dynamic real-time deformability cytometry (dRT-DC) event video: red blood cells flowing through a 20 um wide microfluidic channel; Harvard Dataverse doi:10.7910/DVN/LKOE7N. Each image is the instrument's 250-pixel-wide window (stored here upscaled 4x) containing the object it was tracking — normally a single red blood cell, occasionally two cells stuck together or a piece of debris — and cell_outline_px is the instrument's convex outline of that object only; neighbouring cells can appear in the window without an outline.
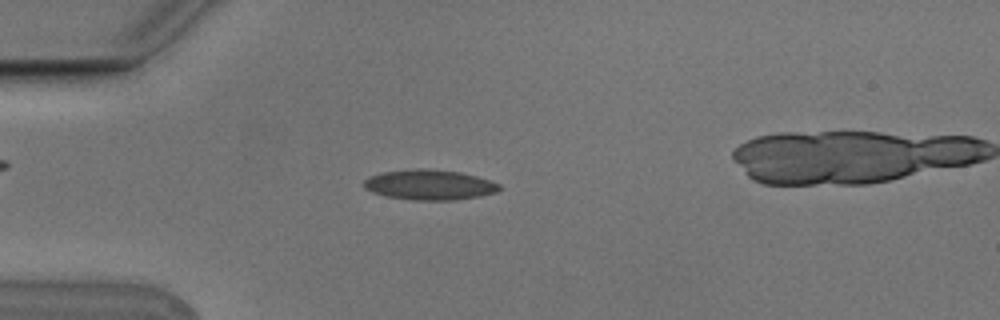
{"species": "Egyptian fruit bat (a non-hibernating species)", "species_latin": "Rousettus aegyptiacus", "temperature_condition": "cold", "stored_images_in_passage": 6, "camera_frame_rate_fps": 3000, "um_per_image_px": 0.085, "animal": {"sex": "male"}, "frame": {"image": 1, "passage_image": 2, "time_ms": 0.333, "image_size_px": [1000, 320], "cell_outline_px": [[500, 188], [496, 192], [480, 196], [456, 200], [412, 200], [388, 196], [372, 192], [364, 188], [364, 180], [368, 176], [380, 172], [412, 168], [424, 168], [460, 172], [476, 176], [500, 184]], "centroid_in_image_um": [36.47, 15.7], "position_along_channel_um": 48.5, "area_um2": 23.93}}
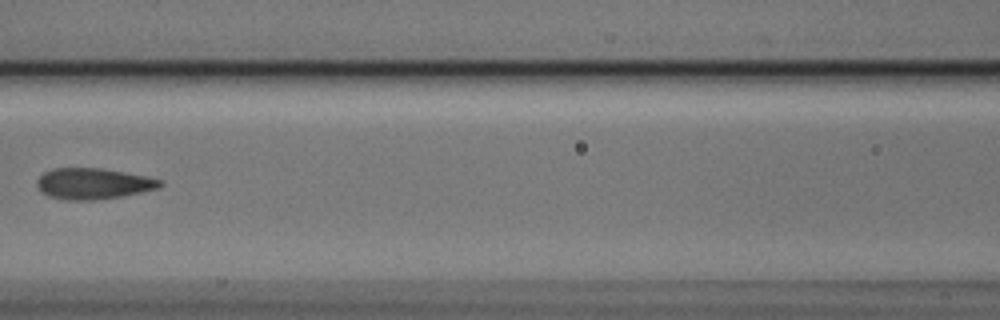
{"frame": {"image": 2, "passage_image": 5, "time_ms": 1.333, "image_size_px": [1000, 320], "cell_outline_px": [[164, 184], [160, 188], [120, 196], [96, 200], [64, 200], [48, 196], [40, 192], [36, 184], [36, 180], [44, 172], [52, 168], [100, 168], [144, 176], [164, 180]], "centroid_in_image_um": [7.89, 15.61], "position_along_channel_um": 158.7, "area_um2": 22.31}}
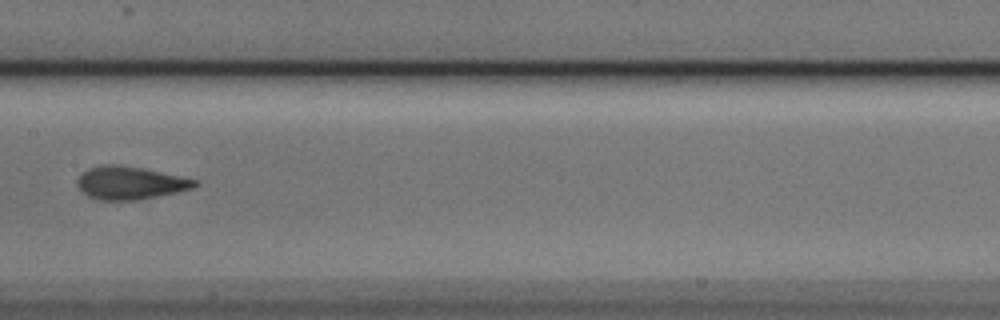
{"frame": {"image": 3, "passage_image": 6, "time_ms": 1.667, "image_size_px": [1000, 320], "cell_outline_px": [[200, 184], [192, 188], [176, 192], [136, 200], [96, 200], [88, 196], [76, 184], [76, 180], [88, 168], [104, 164], [112, 164], [140, 168], [180, 176], [196, 180]], "centroid_in_image_um": [11.03, 15.55], "position_along_channel_um": 196.4, "area_um2": 22.2}}